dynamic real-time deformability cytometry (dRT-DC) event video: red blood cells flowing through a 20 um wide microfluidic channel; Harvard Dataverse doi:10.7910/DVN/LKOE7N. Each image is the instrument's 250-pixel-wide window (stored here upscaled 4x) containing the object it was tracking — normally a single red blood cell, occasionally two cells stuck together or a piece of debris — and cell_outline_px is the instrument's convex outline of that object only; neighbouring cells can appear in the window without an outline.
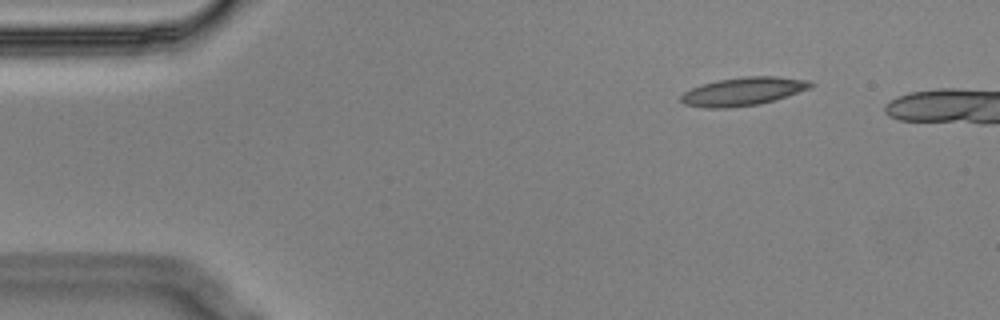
{"species": "Egyptian fruit bat (a non-hibernating species)", "species_latin": "Rousettus aegyptiacus", "temperature_condition": "cold", "stored_images_in_passage": 5, "camera_frame_rate_fps": 3000, "um_per_image_px": 0.085, "animal": {"sex": "male"}, "frame": {"image": 1, "passage_image": 1, "time_ms": 0.0, "image_size_px": [1000, 320], "cell_outline_px": [[816, 84], [812, 88], [776, 100], [760, 104], [728, 108], [704, 108], [684, 104], [680, 100], [680, 96], [684, 92], [692, 88], [716, 80], [744, 76], [776, 76], [808, 80]], "centroid_in_image_um": [63.21, 7.77], "position_along_channel_um": 21.8, "area_um2": 21.62}}